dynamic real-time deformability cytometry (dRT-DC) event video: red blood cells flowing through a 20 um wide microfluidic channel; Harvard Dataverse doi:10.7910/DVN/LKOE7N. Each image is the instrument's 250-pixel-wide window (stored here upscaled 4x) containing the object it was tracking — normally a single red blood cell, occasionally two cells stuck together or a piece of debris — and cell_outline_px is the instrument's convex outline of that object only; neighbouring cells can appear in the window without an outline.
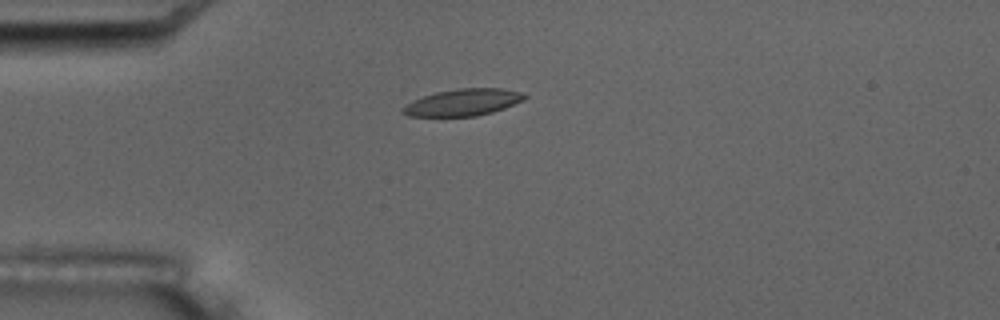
{"species": "common noctule bat (a hibernating species)", "species_latin": "Nyctalus noctula", "temperature_condition": "room temperature", "stored_images_in_passage": 2, "camera_frame_rate_fps": 3000, "um_per_image_px": 0.085, "animal": {"sex": "male", "body_mass_g": 17.5, "forearm_length_mm": 52.3}, "frame": {"image": 1, "passage_image": 2, "time_ms": 1.0, "image_size_px": [1000, 320], "cell_outline_px": [[528, 96], [524, 100], [504, 108], [492, 112], [476, 116], [408, 116], [404, 112], [404, 104], [412, 100], [436, 92], [460, 88], [500, 88], [520, 92]], "centroid_in_image_um": [39.37, 8.69], "position_along_channel_um": 45.6, "area_um2": 18.84}}